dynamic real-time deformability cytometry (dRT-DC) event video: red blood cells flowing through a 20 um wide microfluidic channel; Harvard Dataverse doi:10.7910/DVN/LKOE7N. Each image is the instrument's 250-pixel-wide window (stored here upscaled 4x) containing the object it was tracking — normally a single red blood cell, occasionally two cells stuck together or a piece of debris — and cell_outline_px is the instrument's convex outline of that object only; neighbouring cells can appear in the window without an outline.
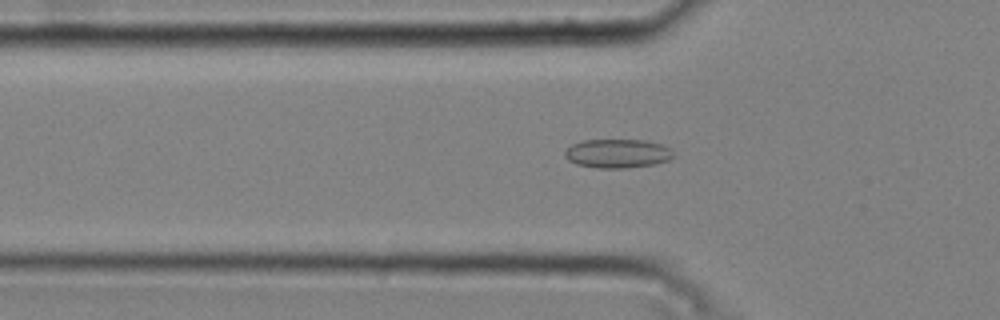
{"species": "common noctule bat (a hibernating species)", "species_latin": "Nyctalus noctula", "temperature_condition": "cold", "stored_images_in_passage": 41, "camera_frame_rate_fps": 3000, "um_per_image_px": 0.085, "animal": {"sex": "male", "body_mass_g": 20.4}, "frame": {"image": 1, "passage_image": 7, "time_ms": 2.0, "image_size_px": [1000, 320], "cell_outline_px": [[676, 156], [668, 160], [652, 164], [624, 168], [596, 168], [576, 164], [568, 160], [564, 156], [564, 152], [572, 144], [584, 140], [644, 140], [664, 144]], "centroid_in_image_um": [52.48, 13.04], "position_along_channel_um": 73.3, "area_um2": 18.26}}
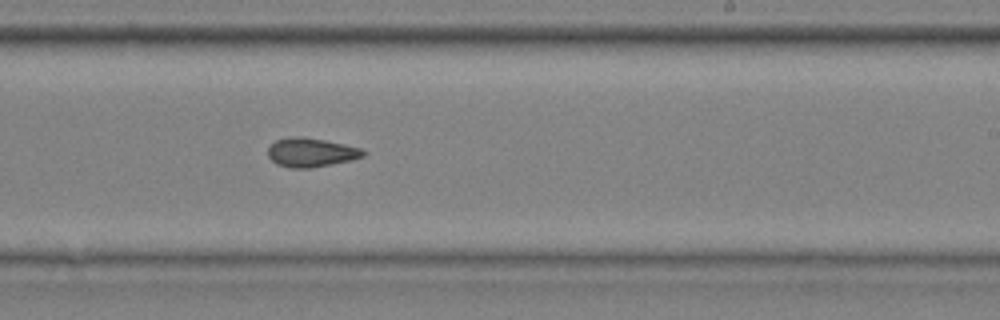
{"frame": {"image": 2, "passage_image": 22, "time_ms": 7.0, "image_size_px": [1000, 320], "cell_outline_px": [[368, 152], [364, 156], [352, 160], [312, 168], [288, 168], [276, 164], [268, 156], [268, 148], [276, 140], [288, 136], [300, 136], [324, 140], [344, 144], [360, 148]], "centroid_in_image_um": [26.44, 12.96], "position_along_channel_um": 262.6, "area_um2": 16.24}}
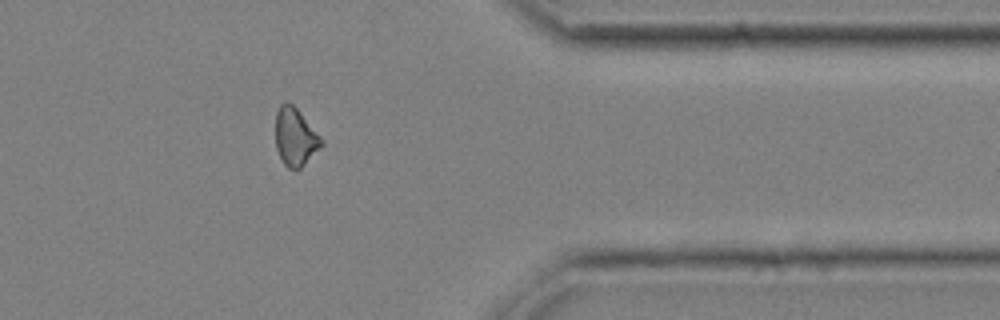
{"frame": {"image": 3, "passage_image": 33, "time_ms": 10.667, "image_size_px": [1000, 320], "cell_outline_px": [[324, 144], [300, 168], [288, 168], [284, 164], [276, 148], [276, 112], [280, 104], [292, 104], [300, 112], [324, 140]], "centroid_in_image_um": [25.11, 11.65], "position_along_channel_um": 386.3, "area_um2": 15.2}, "authors_computed_cell_mechanics": {"area_um2": 16.1262, "velocity_mm_per_s": 3.7835, "shape_relaxation_time_tau1_ms": null, "shape_relaxation_time_tau2_ms": 3.892, "deformation_change_tau1": null, "deformation_change_tau2": 0.099}}